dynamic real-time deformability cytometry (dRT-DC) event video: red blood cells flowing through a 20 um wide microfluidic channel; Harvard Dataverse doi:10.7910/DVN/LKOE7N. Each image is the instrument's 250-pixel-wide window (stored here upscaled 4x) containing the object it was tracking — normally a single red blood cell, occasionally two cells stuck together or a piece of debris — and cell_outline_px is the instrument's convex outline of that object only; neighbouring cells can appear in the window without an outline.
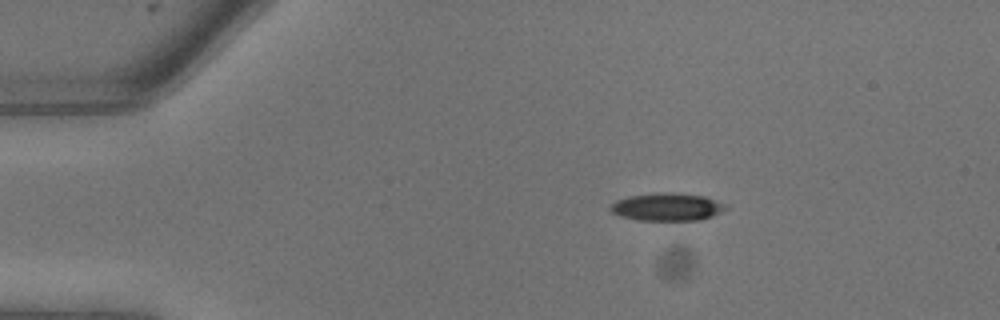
{"species": "common noctule bat (a hibernating species)", "species_latin": "Nyctalus noctula", "temperature_condition": "warm", "stored_images_in_passage": 4, "camera_frame_rate_fps": 3000, "um_per_image_px": 0.085, "animal": {"sex": "male", "body_mass_g": 13.3}, "frame": {"image": 1, "passage_image": 1, "time_ms": 0.0, "image_size_px": [1000, 320], "cell_outline_px": [[728, 208], [712, 216], [700, 220], [636, 220], [620, 216], [612, 212], [608, 208], [616, 200], [628, 196], [656, 192], [672, 192], [704, 196], [724, 204]], "centroid_in_image_um": [56.66, 17.58], "position_along_channel_um": 28.3, "area_um2": 18.67}}
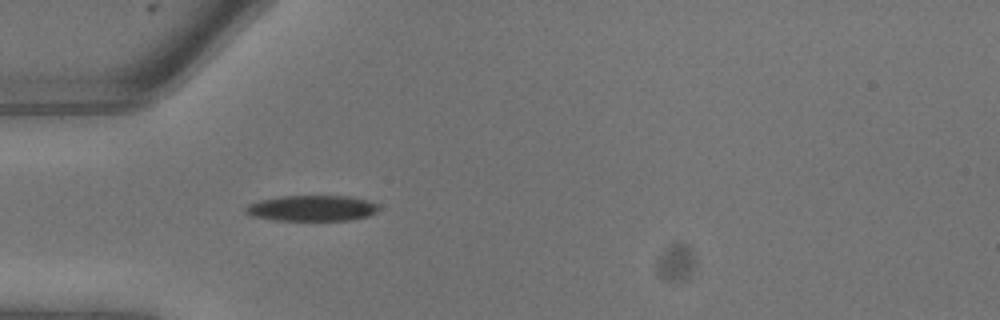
{"frame": {"image": 2, "passage_image": 4, "time_ms": 1.0, "image_size_px": [1000, 320], "cell_outline_px": [[380, 208], [376, 212], [368, 216], [352, 220], [272, 220], [248, 216], [244, 212], [244, 208], [248, 204], [260, 200], [276, 196], [348, 196], [368, 200], [376, 204]], "centroid_in_image_um": [26.46, 17.7], "position_along_channel_um": 58.5, "area_um2": 20.23}}